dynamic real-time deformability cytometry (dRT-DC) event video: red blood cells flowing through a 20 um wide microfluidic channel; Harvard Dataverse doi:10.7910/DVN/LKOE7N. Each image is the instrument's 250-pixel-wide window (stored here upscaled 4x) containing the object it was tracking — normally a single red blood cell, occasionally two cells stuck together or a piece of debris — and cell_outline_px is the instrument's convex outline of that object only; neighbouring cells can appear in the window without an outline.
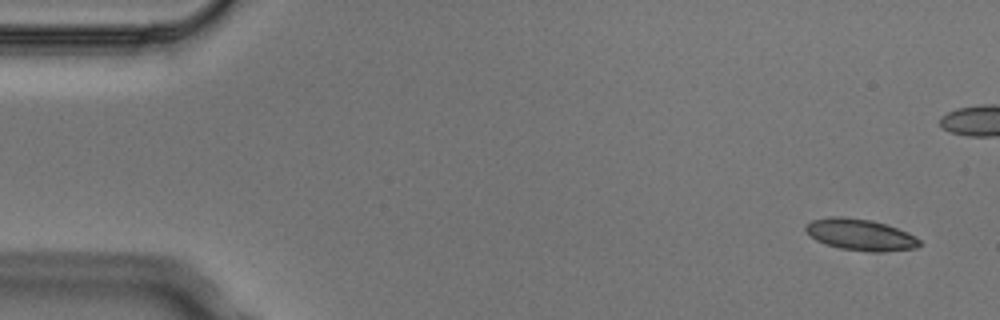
{"species": "Egyptian fruit bat (a non-hibernating species)", "species_latin": "Rousettus aegyptiacus", "temperature_condition": "cold", "stored_images_in_passage": 6, "camera_frame_rate_fps": 3000, "um_per_image_px": 0.085, "animal": {"sex": "male"}, "frame": {"image": 1, "passage_image": 1, "time_ms": 0.0, "image_size_px": [1000, 320], "cell_outline_px": [[920, 244], [916, 248], [880, 252], [872, 252], [840, 248], [824, 244], [816, 240], [804, 228], [812, 220], [832, 216], [840, 216], [872, 220], [908, 232], [920, 240]], "centroid_in_image_um": [73.13, 19.95], "position_along_channel_um": 11.9, "area_um2": 20.63}}
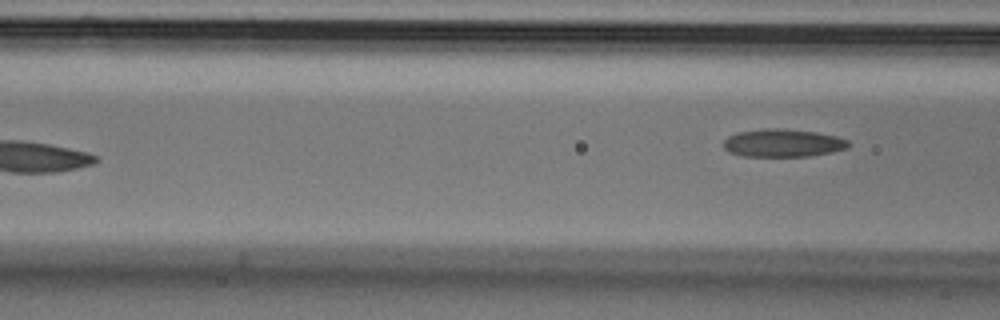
{"frame": {"image": 2, "passage_image": 6, "time_ms": 1.667, "image_size_px": [1000, 320], "cell_outline_px": [[852, 144], [848, 148], [832, 152], [808, 156], [740, 156], [728, 152], [724, 148], [724, 140], [728, 136], [736, 132], [764, 128], [784, 128], [816, 132], [836, 136], [848, 140]], "centroid_in_image_um": [66.54, 12.15], "position_along_channel_um": 100.1, "area_um2": 20.58}}